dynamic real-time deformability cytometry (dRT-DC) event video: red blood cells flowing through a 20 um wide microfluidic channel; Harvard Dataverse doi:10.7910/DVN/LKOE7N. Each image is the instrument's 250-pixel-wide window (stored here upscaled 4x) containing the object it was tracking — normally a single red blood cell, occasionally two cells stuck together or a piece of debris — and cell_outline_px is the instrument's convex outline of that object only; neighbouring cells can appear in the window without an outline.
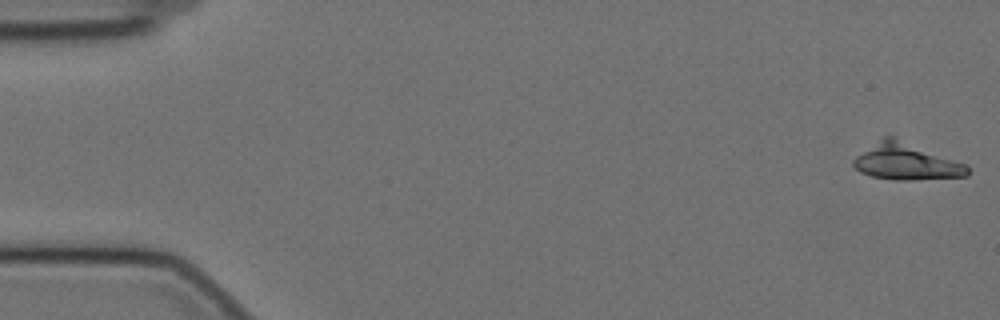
{"species": "Egyptian fruit bat (a non-hibernating species)", "species_latin": "Rousettus aegyptiacus", "temperature_condition": "cold", "stored_images_in_passage": 18, "camera_frame_rate_fps": 3000, "um_per_image_px": 0.085, "animal": {"sex": "female"}, "frame": {"image": 1, "passage_image": 1, "time_ms": 0.0, "image_size_px": [1000, 320], "cell_outline_px": [[968, 176], [908, 180], [896, 180], [872, 176], [860, 172], [852, 164], [852, 160], [856, 156], [884, 136], [892, 136], [968, 164]], "centroid_in_image_um": [77.04, 13.75], "position_along_channel_um": 8.0, "area_um2": 24.1}}
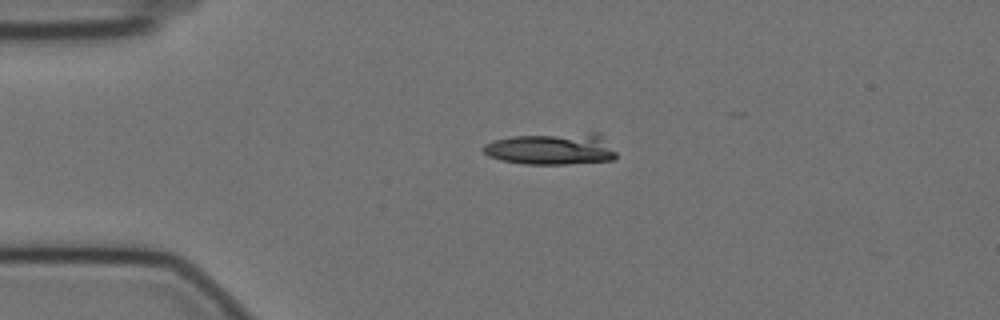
{"frame": {"image": 2, "passage_image": 13, "time_ms": 4.0, "image_size_px": [1000, 320], "cell_outline_px": [[616, 156], [612, 160], [564, 164], [524, 164], [500, 160], [488, 156], [480, 148], [484, 144], [496, 140], [512, 136], [592, 132], [600, 132], [616, 152]], "centroid_in_image_um": [46.89, 12.64], "position_along_channel_um": 38.1, "area_um2": 24.74}}